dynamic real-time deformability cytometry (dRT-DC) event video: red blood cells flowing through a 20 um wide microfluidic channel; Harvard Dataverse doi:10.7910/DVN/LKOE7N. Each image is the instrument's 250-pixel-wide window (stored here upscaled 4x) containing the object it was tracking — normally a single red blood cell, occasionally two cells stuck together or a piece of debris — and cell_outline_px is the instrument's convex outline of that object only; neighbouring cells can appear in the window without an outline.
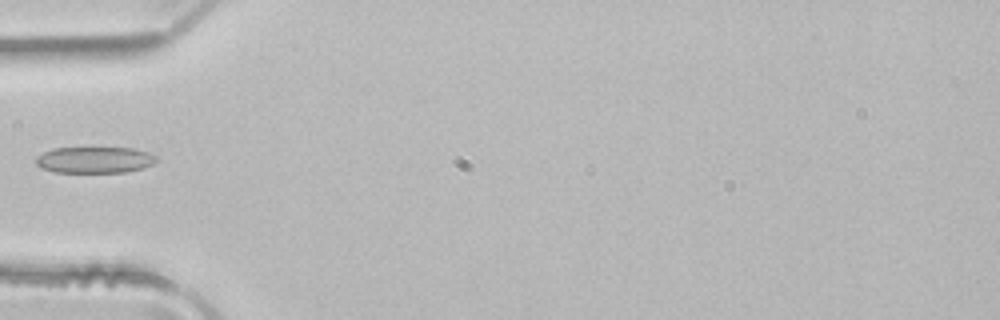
{"species": "common noctule bat (a hibernating species)", "species_latin": "Nyctalus noctula", "temperature_condition": "room temperature", "stored_images_in_passage": 5, "camera_frame_rate_fps": 3000, "um_per_image_px": 0.085, "animal": {"sex": "male", "body_mass_g": 21.5, "forearm_length_mm": 52.0}, "frame": {"image": 1, "passage_image": 5, "time_ms": 1.333, "image_size_px": [1000, 320], "cell_outline_px": [[156, 160], [152, 164], [144, 168], [124, 172], [56, 172], [40, 168], [36, 164], [36, 156], [52, 148], [132, 148], [148, 152], [156, 156]], "centroid_in_image_um": [8.02, 13.59], "position_along_channel_um": 77.0, "area_um2": 18.44}}